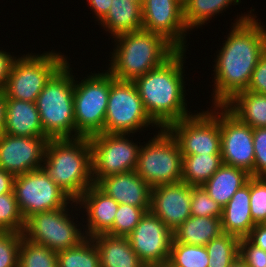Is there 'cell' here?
I'll list each match as a JSON object with an SVG mask.
<instances>
[{
    "instance_id": "cell-1",
    "label": "cell",
    "mask_w": 266,
    "mask_h": 267,
    "mask_svg": "<svg viewBox=\"0 0 266 267\" xmlns=\"http://www.w3.org/2000/svg\"><path fill=\"white\" fill-rule=\"evenodd\" d=\"M252 11L254 9L237 15L227 37H224L223 46L218 49L212 65V106H223L235 94L246 91L252 72L266 51V28Z\"/></svg>"
},
{
    "instance_id": "cell-2",
    "label": "cell",
    "mask_w": 266,
    "mask_h": 267,
    "mask_svg": "<svg viewBox=\"0 0 266 267\" xmlns=\"http://www.w3.org/2000/svg\"><path fill=\"white\" fill-rule=\"evenodd\" d=\"M186 52L177 50L161 66L133 80L147 114L160 129L193 114L185 99Z\"/></svg>"
},
{
    "instance_id": "cell-3",
    "label": "cell",
    "mask_w": 266,
    "mask_h": 267,
    "mask_svg": "<svg viewBox=\"0 0 266 267\" xmlns=\"http://www.w3.org/2000/svg\"><path fill=\"white\" fill-rule=\"evenodd\" d=\"M108 72L116 79L133 81L161 66L177 49L162 35L144 29L114 38Z\"/></svg>"
},
{
    "instance_id": "cell-4",
    "label": "cell",
    "mask_w": 266,
    "mask_h": 267,
    "mask_svg": "<svg viewBox=\"0 0 266 267\" xmlns=\"http://www.w3.org/2000/svg\"><path fill=\"white\" fill-rule=\"evenodd\" d=\"M42 168L73 201L94 184L88 137L49 139Z\"/></svg>"
},
{
    "instance_id": "cell-5",
    "label": "cell",
    "mask_w": 266,
    "mask_h": 267,
    "mask_svg": "<svg viewBox=\"0 0 266 267\" xmlns=\"http://www.w3.org/2000/svg\"><path fill=\"white\" fill-rule=\"evenodd\" d=\"M69 61L50 78L35 102L48 139L81 137L75 130L74 73Z\"/></svg>"
},
{
    "instance_id": "cell-6",
    "label": "cell",
    "mask_w": 266,
    "mask_h": 267,
    "mask_svg": "<svg viewBox=\"0 0 266 267\" xmlns=\"http://www.w3.org/2000/svg\"><path fill=\"white\" fill-rule=\"evenodd\" d=\"M78 208L77 201L72 200L64 208L32 214L25 219L23 238L56 252L78 245L86 238L83 223H77L72 214Z\"/></svg>"
},
{
    "instance_id": "cell-7",
    "label": "cell",
    "mask_w": 266,
    "mask_h": 267,
    "mask_svg": "<svg viewBox=\"0 0 266 267\" xmlns=\"http://www.w3.org/2000/svg\"><path fill=\"white\" fill-rule=\"evenodd\" d=\"M27 53L15 59L4 91L6 99L35 103L46 83L69 58L53 49L42 54Z\"/></svg>"
},
{
    "instance_id": "cell-8",
    "label": "cell",
    "mask_w": 266,
    "mask_h": 267,
    "mask_svg": "<svg viewBox=\"0 0 266 267\" xmlns=\"http://www.w3.org/2000/svg\"><path fill=\"white\" fill-rule=\"evenodd\" d=\"M141 143L135 172L151 187L181 181L183 155L167 129ZM143 144V145H142Z\"/></svg>"
},
{
    "instance_id": "cell-9",
    "label": "cell",
    "mask_w": 266,
    "mask_h": 267,
    "mask_svg": "<svg viewBox=\"0 0 266 267\" xmlns=\"http://www.w3.org/2000/svg\"><path fill=\"white\" fill-rule=\"evenodd\" d=\"M104 71H91L81 81L74 77L75 130L81 137L89 138L104 130L110 91V73Z\"/></svg>"
},
{
    "instance_id": "cell-10",
    "label": "cell",
    "mask_w": 266,
    "mask_h": 267,
    "mask_svg": "<svg viewBox=\"0 0 266 267\" xmlns=\"http://www.w3.org/2000/svg\"><path fill=\"white\" fill-rule=\"evenodd\" d=\"M160 129L147 114L133 81L110 74V91L102 133L135 134L151 126ZM140 130V131H139Z\"/></svg>"
},
{
    "instance_id": "cell-11",
    "label": "cell",
    "mask_w": 266,
    "mask_h": 267,
    "mask_svg": "<svg viewBox=\"0 0 266 267\" xmlns=\"http://www.w3.org/2000/svg\"><path fill=\"white\" fill-rule=\"evenodd\" d=\"M210 107L202 112L195 110L166 128L177 141L182 155L221 154L219 106Z\"/></svg>"
},
{
    "instance_id": "cell-12",
    "label": "cell",
    "mask_w": 266,
    "mask_h": 267,
    "mask_svg": "<svg viewBox=\"0 0 266 267\" xmlns=\"http://www.w3.org/2000/svg\"><path fill=\"white\" fill-rule=\"evenodd\" d=\"M130 135L135 134L99 133L89 137L94 184L106 176L136 169L141 145Z\"/></svg>"
},
{
    "instance_id": "cell-13",
    "label": "cell",
    "mask_w": 266,
    "mask_h": 267,
    "mask_svg": "<svg viewBox=\"0 0 266 267\" xmlns=\"http://www.w3.org/2000/svg\"><path fill=\"white\" fill-rule=\"evenodd\" d=\"M13 193L24 219L37 212L64 208L72 201L43 168L15 176Z\"/></svg>"
},
{
    "instance_id": "cell-14",
    "label": "cell",
    "mask_w": 266,
    "mask_h": 267,
    "mask_svg": "<svg viewBox=\"0 0 266 267\" xmlns=\"http://www.w3.org/2000/svg\"><path fill=\"white\" fill-rule=\"evenodd\" d=\"M221 156L223 164L241 168L254 176L253 128L219 106Z\"/></svg>"
},
{
    "instance_id": "cell-15",
    "label": "cell",
    "mask_w": 266,
    "mask_h": 267,
    "mask_svg": "<svg viewBox=\"0 0 266 267\" xmlns=\"http://www.w3.org/2000/svg\"><path fill=\"white\" fill-rule=\"evenodd\" d=\"M142 28L162 35L177 50H187L189 30L183 19V0H145Z\"/></svg>"
},
{
    "instance_id": "cell-16",
    "label": "cell",
    "mask_w": 266,
    "mask_h": 267,
    "mask_svg": "<svg viewBox=\"0 0 266 267\" xmlns=\"http://www.w3.org/2000/svg\"><path fill=\"white\" fill-rule=\"evenodd\" d=\"M133 251L145 264L167 263L173 232L151 211H147L127 236Z\"/></svg>"
},
{
    "instance_id": "cell-17",
    "label": "cell",
    "mask_w": 266,
    "mask_h": 267,
    "mask_svg": "<svg viewBox=\"0 0 266 267\" xmlns=\"http://www.w3.org/2000/svg\"><path fill=\"white\" fill-rule=\"evenodd\" d=\"M45 136L0 138V168L14 176L42 168L48 142Z\"/></svg>"
},
{
    "instance_id": "cell-18",
    "label": "cell",
    "mask_w": 266,
    "mask_h": 267,
    "mask_svg": "<svg viewBox=\"0 0 266 267\" xmlns=\"http://www.w3.org/2000/svg\"><path fill=\"white\" fill-rule=\"evenodd\" d=\"M191 188L180 181L158 185L151 190L150 211L172 232L191 216Z\"/></svg>"
},
{
    "instance_id": "cell-19",
    "label": "cell",
    "mask_w": 266,
    "mask_h": 267,
    "mask_svg": "<svg viewBox=\"0 0 266 267\" xmlns=\"http://www.w3.org/2000/svg\"><path fill=\"white\" fill-rule=\"evenodd\" d=\"M77 203L79 209L83 208L80 210L81 214L83 212V218L80 219L86 224H83L86 237L92 238L98 234H106L113 227L119 204L95 184L81 195Z\"/></svg>"
},
{
    "instance_id": "cell-20",
    "label": "cell",
    "mask_w": 266,
    "mask_h": 267,
    "mask_svg": "<svg viewBox=\"0 0 266 267\" xmlns=\"http://www.w3.org/2000/svg\"><path fill=\"white\" fill-rule=\"evenodd\" d=\"M95 185L118 204L143 207L150 211L152 188L135 170L106 176Z\"/></svg>"
},
{
    "instance_id": "cell-21",
    "label": "cell",
    "mask_w": 266,
    "mask_h": 267,
    "mask_svg": "<svg viewBox=\"0 0 266 267\" xmlns=\"http://www.w3.org/2000/svg\"><path fill=\"white\" fill-rule=\"evenodd\" d=\"M222 231L239 239L246 238L256 225L250 212V178L222 208Z\"/></svg>"
},
{
    "instance_id": "cell-22",
    "label": "cell",
    "mask_w": 266,
    "mask_h": 267,
    "mask_svg": "<svg viewBox=\"0 0 266 267\" xmlns=\"http://www.w3.org/2000/svg\"><path fill=\"white\" fill-rule=\"evenodd\" d=\"M5 134L19 137L44 136L36 103L6 99Z\"/></svg>"
},
{
    "instance_id": "cell-23",
    "label": "cell",
    "mask_w": 266,
    "mask_h": 267,
    "mask_svg": "<svg viewBox=\"0 0 266 267\" xmlns=\"http://www.w3.org/2000/svg\"><path fill=\"white\" fill-rule=\"evenodd\" d=\"M100 255L101 267H144L128 237L98 234L92 237Z\"/></svg>"
},
{
    "instance_id": "cell-24",
    "label": "cell",
    "mask_w": 266,
    "mask_h": 267,
    "mask_svg": "<svg viewBox=\"0 0 266 267\" xmlns=\"http://www.w3.org/2000/svg\"><path fill=\"white\" fill-rule=\"evenodd\" d=\"M112 36L142 30V8L129 0H112L107 15L97 24Z\"/></svg>"
},
{
    "instance_id": "cell-25",
    "label": "cell",
    "mask_w": 266,
    "mask_h": 267,
    "mask_svg": "<svg viewBox=\"0 0 266 267\" xmlns=\"http://www.w3.org/2000/svg\"><path fill=\"white\" fill-rule=\"evenodd\" d=\"M250 177L251 175L241 168L222 164L202 186L209 196L223 208L236 191L247 184Z\"/></svg>"
},
{
    "instance_id": "cell-26",
    "label": "cell",
    "mask_w": 266,
    "mask_h": 267,
    "mask_svg": "<svg viewBox=\"0 0 266 267\" xmlns=\"http://www.w3.org/2000/svg\"><path fill=\"white\" fill-rule=\"evenodd\" d=\"M223 106L251 128H266V95L242 91L235 94Z\"/></svg>"
},
{
    "instance_id": "cell-27",
    "label": "cell",
    "mask_w": 266,
    "mask_h": 267,
    "mask_svg": "<svg viewBox=\"0 0 266 267\" xmlns=\"http://www.w3.org/2000/svg\"><path fill=\"white\" fill-rule=\"evenodd\" d=\"M223 233L221 218L190 216L174 232L178 243L205 246Z\"/></svg>"
},
{
    "instance_id": "cell-28",
    "label": "cell",
    "mask_w": 266,
    "mask_h": 267,
    "mask_svg": "<svg viewBox=\"0 0 266 267\" xmlns=\"http://www.w3.org/2000/svg\"><path fill=\"white\" fill-rule=\"evenodd\" d=\"M240 3L241 0H183L185 25L191 32L192 29H198V27L208 24L212 17L224 13L231 5Z\"/></svg>"
},
{
    "instance_id": "cell-29",
    "label": "cell",
    "mask_w": 266,
    "mask_h": 267,
    "mask_svg": "<svg viewBox=\"0 0 266 267\" xmlns=\"http://www.w3.org/2000/svg\"><path fill=\"white\" fill-rule=\"evenodd\" d=\"M223 164L221 154L183 155L181 181L202 186Z\"/></svg>"
},
{
    "instance_id": "cell-30",
    "label": "cell",
    "mask_w": 266,
    "mask_h": 267,
    "mask_svg": "<svg viewBox=\"0 0 266 267\" xmlns=\"http://www.w3.org/2000/svg\"><path fill=\"white\" fill-rule=\"evenodd\" d=\"M57 267H101L100 255L90 237L78 245L57 252Z\"/></svg>"
},
{
    "instance_id": "cell-31",
    "label": "cell",
    "mask_w": 266,
    "mask_h": 267,
    "mask_svg": "<svg viewBox=\"0 0 266 267\" xmlns=\"http://www.w3.org/2000/svg\"><path fill=\"white\" fill-rule=\"evenodd\" d=\"M239 241L236 236L222 233L207 243L208 267H230L239 255Z\"/></svg>"
},
{
    "instance_id": "cell-32",
    "label": "cell",
    "mask_w": 266,
    "mask_h": 267,
    "mask_svg": "<svg viewBox=\"0 0 266 267\" xmlns=\"http://www.w3.org/2000/svg\"><path fill=\"white\" fill-rule=\"evenodd\" d=\"M205 246L189 245L172 241L168 264L171 267H208Z\"/></svg>"
},
{
    "instance_id": "cell-33",
    "label": "cell",
    "mask_w": 266,
    "mask_h": 267,
    "mask_svg": "<svg viewBox=\"0 0 266 267\" xmlns=\"http://www.w3.org/2000/svg\"><path fill=\"white\" fill-rule=\"evenodd\" d=\"M18 267H57V252L22 237Z\"/></svg>"
},
{
    "instance_id": "cell-34",
    "label": "cell",
    "mask_w": 266,
    "mask_h": 267,
    "mask_svg": "<svg viewBox=\"0 0 266 267\" xmlns=\"http://www.w3.org/2000/svg\"><path fill=\"white\" fill-rule=\"evenodd\" d=\"M24 224L14 193L0 195V232L22 233Z\"/></svg>"
},
{
    "instance_id": "cell-35",
    "label": "cell",
    "mask_w": 266,
    "mask_h": 267,
    "mask_svg": "<svg viewBox=\"0 0 266 267\" xmlns=\"http://www.w3.org/2000/svg\"><path fill=\"white\" fill-rule=\"evenodd\" d=\"M147 212L143 207L119 204L113 227L106 233L111 236L127 237Z\"/></svg>"
},
{
    "instance_id": "cell-36",
    "label": "cell",
    "mask_w": 266,
    "mask_h": 267,
    "mask_svg": "<svg viewBox=\"0 0 266 267\" xmlns=\"http://www.w3.org/2000/svg\"><path fill=\"white\" fill-rule=\"evenodd\" d=\"M190 208L192 216L222 217V207L209 196L203 186H192Z\"/></svg>"
},
{
    "instance_id": "cell-37",
    "label": "cell",
    "mask_w": 266,
    "mask_h": 267,
    "mask_svg": "<svg viewBox=\"0 0 266 267\" xmlns=\"http://www.w3.org/2000/svg\"><path fill=\"white\" fill-rule=\"evenodd\" d=\"M250 212L255 224L266 223V177H250Z\"/></svg>"
},
{
    "instance_id": "cell-38",
    "label": "cell",
    "mask_w": 266,
    "mask_h": 267,
    "mask_svg": "<svg viewBox=\"0 0 266 267\" xmlns=\"http://www.w3.org/2000/svg\"><path fill=\"white\" fill-rule=\"evenodd\" d=\"M22 237V233L0 232V267H18Z\"/></svg>"
},
{
    "instance_id": "cell-39",
    "label": "cell",
    "mask_w": 266,
    "mask_h": 267,
    "mask_svg": "<svg viewBox=\"0 0 266 267\" xmlns=\"http://www.w3.org/2000/svg\"><path fill=\"white\" fill-rule=\"evenodd\" d=\"M254 177H266V128L253 129Z\"/></svg>"
},
{
    "instance_id": "cell-40",
    "label": "cell",
    "mask_w": 266,
    "mask_h": 267,
    "mask_svg": "<svg viewBox=\"0 0 266 267\" xmlns=\"http://www.w3.org/2000/svg\"><path fill=\"white\" fill-rule=\"evenodd\" d=\"M248 267H266V251L254 246L246 238L239 241V255Z\"/></svg>"
},
{
    "instance_id": "cell-41",
    "label": "cell",
    "mask_w": 266,
    "mask_h": 267,
    "mask_svg": "<svg viewBox=\"0 0 266 267\" xmlns=\"http://www.w3.org/2000/svg\"><path fill=\"white\" fill-rule=\"evenodd\" d=\"M246 91L266 95V51L260 56L252 72V77Z\"/></svg>"
},
{
    "instance_id": "cell-42",
    "label": "cell",
    "mask_w": 266,
    "mask_h": 267,
    "mask_svg": "<svg viewBox=\"0 0 266 267\" xmlns=\"http://www.w3.org/2000/svg\"><path fill=\"white\" fill-rule=\"evenodd\" d=\"M16 58L17 56H13V52L11 55V53L6 52V50H0V89L5 88L12 65Z\"/></svg>"
},
{
    "instance_id": "cell-43",
    "label": "cell",
    "mask_w": 266,
    "mask_h": 267,
    "mask_svg": "<svg viewBox=\"0 0 266 267\" xmlns=\"http://www.w3.org/2000/svg\"><path fill=\"white\" fill-rule=\"evenodd\" d=\"M246 239L254 246L266 251V223L256 224Z\"/></svg>"
},
{
    "instance_id": "cell-44",
    "label": "cell",
    "mask_w": 266,
    "mask_h": 267,
    "mask_svg": "<svg viewBox=\"0 0 266 267\" xmlns=\"http://www.w3.org/2000/svg\"><path fill=\"white\" fill-rule=\"evenodd\" d=\"M98 23L107 15L112 0H86Z\"/></svg>"
},
{
    "instance_id": "cell-45",
    "label": "cell",
    "mask_w": 266,
    "mask_h": 267,
    "mask_svg": "<svg viewBox=\"0 0 266 267\" xmlns=\"http://www.w3.org/2000/svg\"><path fill=\"white\" fill-rule=\"evenodd\" d=\"M15 176L0 168V195L13 193Z\"/></svg>"
},
{
    "instance_id": "cell-46",
    "label": "cell",
    "mask_w": 266,
    "mask_h": 267,
    "mask_svg": "<svg viewBox=\"0 0 266 267\" xmlns=\"http://www.w3.org/2000/svg\"><path fill=\"white\" fill-rule=\"evenodd\" d=\"M6 95L4 89H0V138L5 133Z\"/></svg>"
},
{
    "instance_id": "cell-47",
    "label": "cell",
    "mask_w": 266,
    "mask_h": 267,
    "mask_svg": "<svg viewBox=\"0 0 266 267\" xmlns=\"http://www.w3.org/2000/svg\"><path fill=\"white\" fill-rule=\"evenodd\" d=\"M230 267H248V265L238 256Z\"/></svg>"
},
{
    "instance_id": "cell-48",
    "label": "cell",
    "mask_w": 266,
    "mask_h": 267,
    "mask_svg": "<svg viewBox=\"0 0 266 267\" xmlns=\"http://www.w3.org/2000/svg\"><path fill=\"white\" fill-rule=\"evenodd\" d=\"M144 267H171L168 263L163 264H147Z\"/></svg>"
},
{
    "instance_id": "cell-49",
    "label": "cell",
    "mask_w": 266,
    "mask_h": 267,
    "mask_svg": "<svg viewBox=\"0 0 266 267\" xmlns=\"http://www.w3.org/2000/svg\"><path fill=\"white\" fill-rule=\"evenodd\" d=\"M129 1L138 4L141 8L143 7L145 2V0H129Z\"/></svg>"
}]
</instances>
